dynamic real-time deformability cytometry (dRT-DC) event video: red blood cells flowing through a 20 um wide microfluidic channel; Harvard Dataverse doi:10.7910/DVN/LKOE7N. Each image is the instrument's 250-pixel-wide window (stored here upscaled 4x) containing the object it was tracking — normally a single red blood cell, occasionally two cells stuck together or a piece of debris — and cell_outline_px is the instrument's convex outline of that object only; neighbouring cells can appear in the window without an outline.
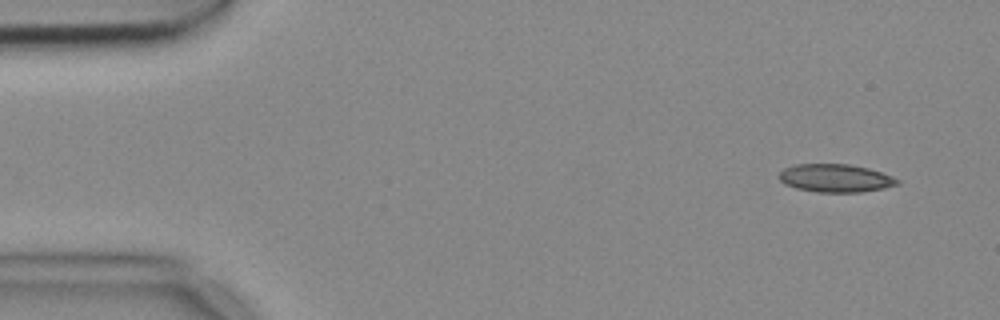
{"species": "common noctule bat (a hibernating species)", "species_latin": "Nyctalus noctula", "temperature_condition": "cold", "stored_images_in_passage": 4, "camera_frame_rate_fps": 3000, "um_per_image_px": 0.085, "animal": {"sex": "female", "body_mass_g": 18.4}, "frame": {"image": 1, "passage_image": 1, "time_ms": 0.0, "image_size_px": [1000, 320], "cell_outline_px": [[900, 184], [884, 188], [860, 192], [816, 192], [796, 188], [784, 184], [776, 176], [784, 168], [796, 164], [848, 164], [868, 168], [892, 176], [900, 180]], "centroid_in_image_um": [70.99, 15.14], "position_along_channel_um": 14.0, "area_um2": 19.42}}
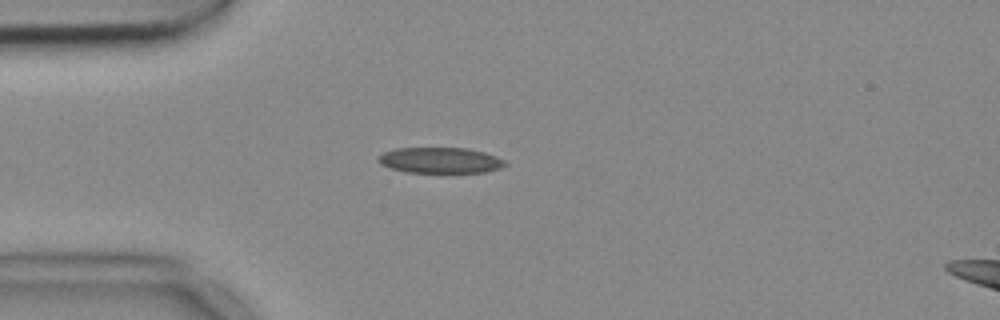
{"frame": {"image": 2, "passage_image": 4, "time_ms": 1.0, "image_size_px": [1000, 320], "cell_outline_px": [[508, 164], [500, 168], [488, 172], [404, 172], [380, 164], [376, 160], [376, 156], [384, 152], [396, 148], [464, 148], [484, 152], [496, 156], [504, 160]], "centroid_in_image_um": [37.4, 13.62], "position_along_channel_um": 47.6, "area_um2": 19.07}}